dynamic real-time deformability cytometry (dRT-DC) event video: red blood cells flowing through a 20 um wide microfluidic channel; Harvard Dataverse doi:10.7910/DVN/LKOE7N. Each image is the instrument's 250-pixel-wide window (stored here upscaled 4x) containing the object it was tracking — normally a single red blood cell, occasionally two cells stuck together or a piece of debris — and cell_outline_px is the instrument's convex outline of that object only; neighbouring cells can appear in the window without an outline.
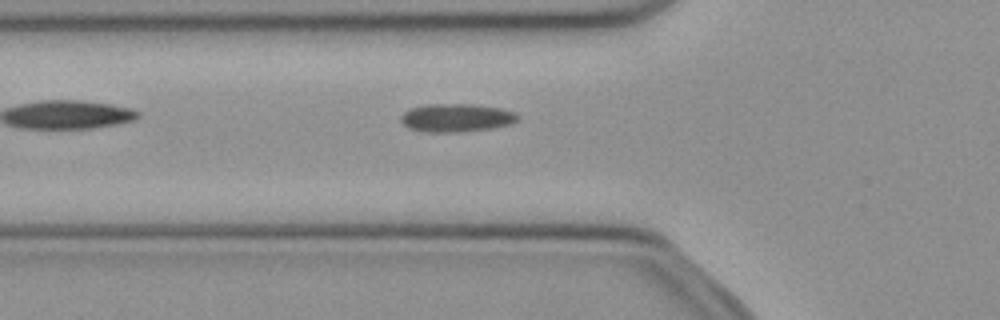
{"species": "common noctule bat (a hibernating species)", "species_latin": "Nyctalus noctula", "temperature_condition": "cold", "stored_images_in_passage": 36, "camera_frame_rate_fps": 3000, "um_per_image_px": 0.085, "animal": {"sex": "female", "body_mass_g": 21.9}, "frame": {"image": 1, "passage_image": 3, "time_ms": 0.667, "image_size_px": [1000, 320], "cell_outline_px": [[520, 116], [516, 120], [508, 124], [492, 128], [460, 132], [428, 132], [408, 128], [400, 120], [400, 116], [404, 112], [412, 108], [428, 104], [472, 104], [500, 108], [516, 112]], "centroid_in_image_um": [38.78, 10.01], "position_along_channel_um": 87.0, "area_um2": 19.13}}
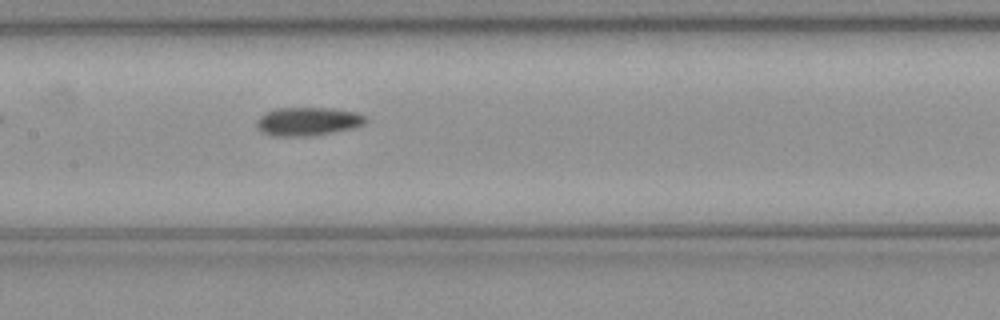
{"frame": {"image": 2, "passage_image": 10, "time_ms": 3.0, "image_size_px": [1000, 320], "cell_outline_px": [[368, 120], [364, 124], [352, 128], [332, 132], [308, 136], [272, 136], [260, 132], [256, 128], [256, 120], [260, 116], [276, 108], [328, 108], [356, 112], [364, 116]], "centroid_in_image_um": [26.12, 10.33], "position_along_channel_um": 181.3, "area_um2": 18.03}}
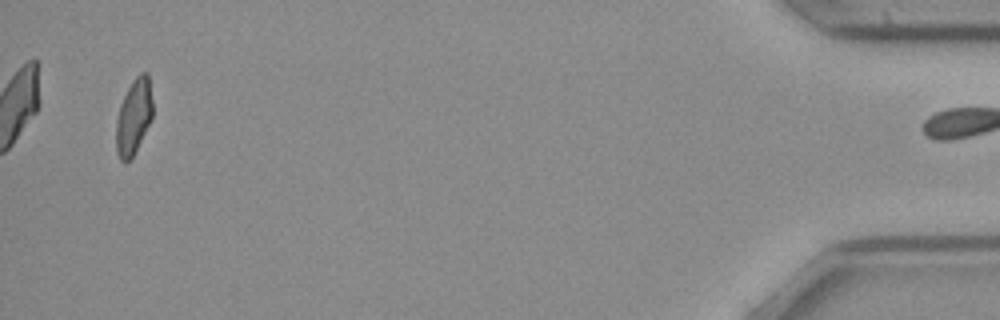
{"frame": {"image": 3, "passage_image": 35, "time_ms": 11.333, "image_size_px": [1000, 320], "cell_outline_px": [[152, 116], [132, 156], [124, 164], [120, 160], [116, 152], [116, 120], [120, 104], [132, 80], [140, 72], [148, 72], [152, 100]], "centroid_in_image_um": [11.34, 9.88], "position_along_channel_um": 423.9, "area_um2": 15.84}, "authors_computed_cell_mechanics": {"area_um2": 17.2822, "velocity_mm_per_s": 3.9828, "shape_relaxation_time_tau1_ms": null, "shape_relaxation_time_tau2_ms": 7.842, "deformation_change_tau1": null, "deformation_change_tau2": 0.1636}}